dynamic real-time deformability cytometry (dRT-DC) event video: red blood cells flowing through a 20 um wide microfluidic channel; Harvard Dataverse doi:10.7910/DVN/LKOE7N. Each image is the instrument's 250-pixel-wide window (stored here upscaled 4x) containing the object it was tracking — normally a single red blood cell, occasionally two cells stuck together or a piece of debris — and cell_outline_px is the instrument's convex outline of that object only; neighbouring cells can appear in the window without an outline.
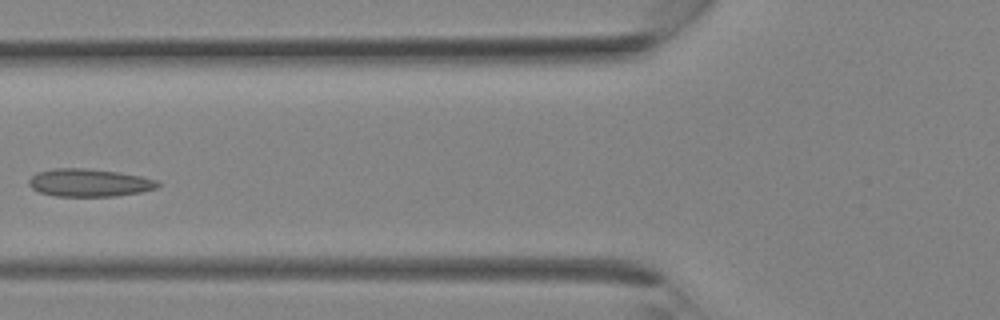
{"species": "Egyptian fruit bat (a non-hibernating species)", "species_latin": "Rousettus aegyptiacus", "temperature_condition": "room temperature", "stored_images_in_passage": 11, "camera_frame_rate_fps": 3000, "um_per_image_px": 0.085, "animal": {"sex": "female"}, "frame": {"image": 1, "passage_image": 10, "time_ms": 3.0, "image_size_px": [1000, 320], "cell_outline_px": [[160, 184], [156, 188], [140, 192], [116, 196], [56, 196], [40, 192], [32, 188], [28, 184], [28, 180], [36, 172], [56, 168], [84, 168], [120, 172], [140, 176], [156, 180]], "centroid_in_image_um": [7.56, 15.53], "position_along_channel_um": 118.2, "area_um2": 20.81}}